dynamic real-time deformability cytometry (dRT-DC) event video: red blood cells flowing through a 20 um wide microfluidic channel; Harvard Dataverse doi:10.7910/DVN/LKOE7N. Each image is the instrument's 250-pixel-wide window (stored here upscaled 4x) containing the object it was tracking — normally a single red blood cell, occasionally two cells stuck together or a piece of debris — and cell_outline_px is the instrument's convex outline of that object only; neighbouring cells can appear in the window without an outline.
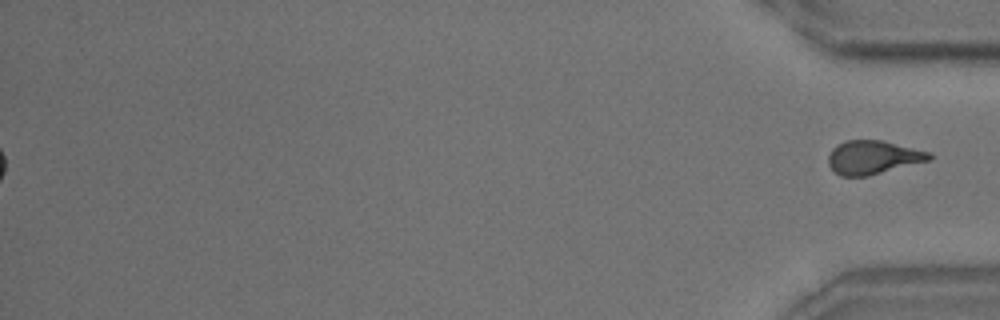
{"species": "common noctule bat (a hibernating species)", "species_latin": "Nyctalus noctula", "temperature_condition": "room temperature", "stored_images_in_passage": 45, "segment_of_instrument_passage": [2, 2], "camera_frame_rate_fps": 3000, "um_per_image_px": 0.085, "animal": {"sex": "male", "body_mass_g": 18.8}, "frame": {"image": 1, "passage_image": 45, "time_ms": 14.667, "image_size_px": [1000, 320], "cell_outline_px": [[932, 160], [868, 176], [840, 176], [828, 164], [828, 156], [832, 148], [836, 144], [848, 140], [884, 140], [932, 152]], "centroid_in_image_um": [74.24, 13.36], "position_along_channel_um": 361.0, "area_um2": 20.06}}